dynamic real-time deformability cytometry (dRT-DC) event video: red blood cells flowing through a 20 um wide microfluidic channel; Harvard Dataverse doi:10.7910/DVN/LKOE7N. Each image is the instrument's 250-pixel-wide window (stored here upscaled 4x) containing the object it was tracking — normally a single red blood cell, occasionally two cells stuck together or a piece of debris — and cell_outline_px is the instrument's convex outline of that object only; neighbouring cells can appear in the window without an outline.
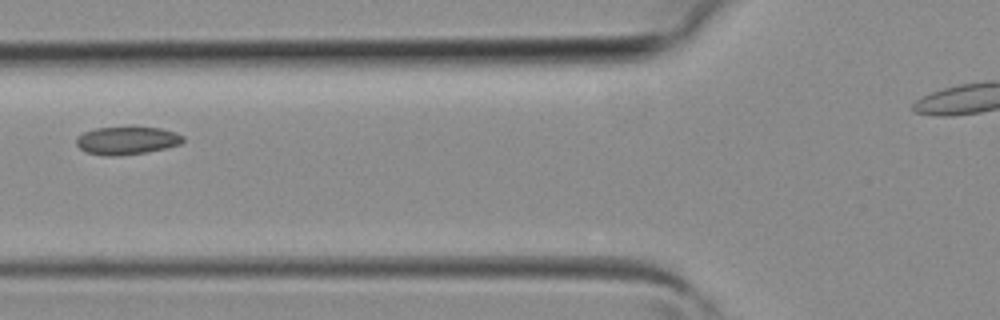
{"species": "common noctule bat (a hibernating species)", "species_latin": "Nyctalus noctula", "temperature_condition": "room temperature", "stored_images_in_passage": 6, "camera_frame_rate_fps": 3000, "um_per_image_px": 0.085, "animal": {"sex": "female", "body_mass_g": 19.3, "forearm_length_mm": 54.1}, "frame": {"image": 1, "passage_image": 5, "time_ms": 1.333, "image_size_px": [1000, 320], "cell_outline_px": [[184, 140], [180, 144], [148, 152], [116, 156], [108, 156], [88, 152], [80, 148], [76, 144], [76, 136], [84, 132], [96, 128], [128, 124], [132, 124], [160, 128], [176, 132], [184, 136]], "centroid_in_image_um": [10.79, 11.89], "position_along_channel_um": 115.0, "area_um2": 18.09}}